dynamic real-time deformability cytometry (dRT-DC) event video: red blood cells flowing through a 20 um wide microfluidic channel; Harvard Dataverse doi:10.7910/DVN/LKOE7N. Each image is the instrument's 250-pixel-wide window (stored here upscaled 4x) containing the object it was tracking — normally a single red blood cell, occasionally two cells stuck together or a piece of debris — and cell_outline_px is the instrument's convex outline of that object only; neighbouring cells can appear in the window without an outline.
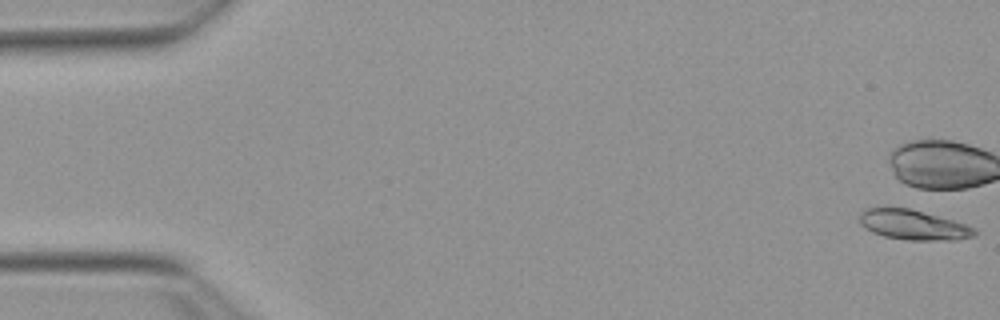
{"species": "Egyptian fruit bat (a non-hibernating species)", "species_latin": "Rousettus aegyptiacus", "temperature_condition": "warm", "stored_images_in_passage": 21, "camera_frame_rate_fps": 3000, "um_per_image_px": 0.085, "animal": {"sex": "female"}, "frame": {"image": 1, "passage_image": 1, "time_ms": 0.0, "image_size_px": [1000, 320], "cell_outline_px": [[976, 236], [956, 240], [908, 240], [884, 236], [872, 232], [860, 224], [860, 212], [864, 208], [908, 208], [952, 220], [976, 228]], "centroid_in_image_um": [77.63, 19.12], "position_along_channel_um": 7.4, "area_um2": 19.88}}